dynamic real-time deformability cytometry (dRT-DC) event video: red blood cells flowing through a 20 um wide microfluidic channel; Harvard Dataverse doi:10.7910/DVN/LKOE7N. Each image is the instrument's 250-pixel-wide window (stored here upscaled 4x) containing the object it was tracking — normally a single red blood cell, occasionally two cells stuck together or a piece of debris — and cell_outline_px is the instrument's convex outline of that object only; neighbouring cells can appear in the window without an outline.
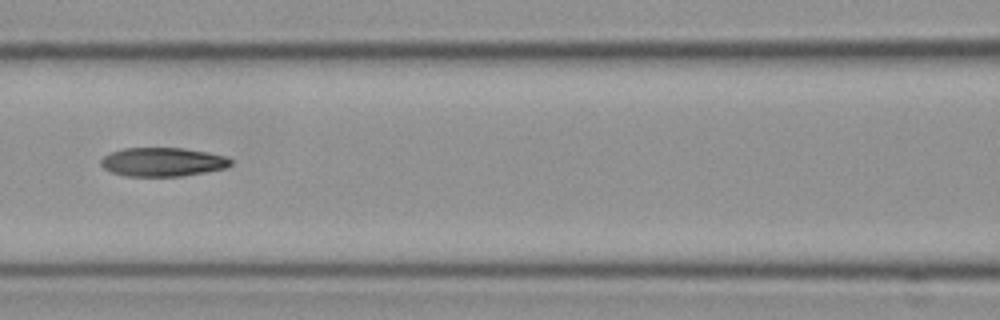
{"species": "Egyptian fruit bat (a non-hibernating species)", "species_latin": "Rousettus aegyptiacus", "temperature_condition": "cold", "stored_images_in_passage": 15, "camera_frame_rate_fps": 3000, "um_per_image_px": 0.085, "frame": {"image": 1, "passage_image": 7, "time_ms": 2.0, "image_size_px": [1000, 320], "cell_outline_px": [[232, 164], [224, 168], [204, 172], [180, 176], [124, 176], [112, 172], [104, 168], [100, 164], [100, 160], [104, 156], [112, 152], [124, 148], [180, 148], [208, 152], [224, 156], [232, 160]], "centroid_in_image_um": [13.8, 13.77], "position_along_channel_um": 152.8, "area_um2": 21.62}}
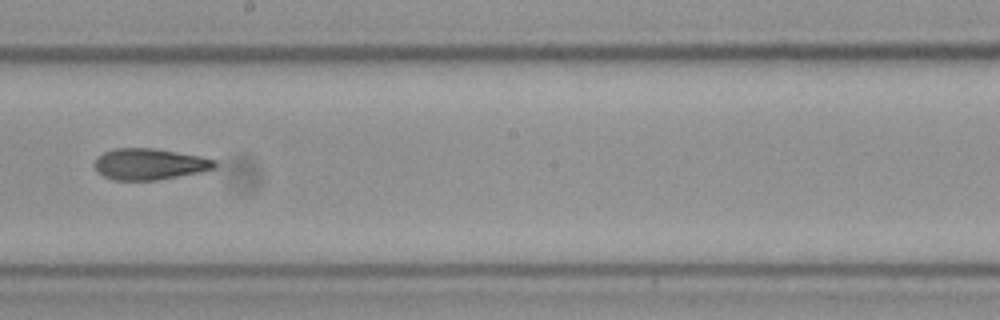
{"frame": {"image": 2, "passage_image": 9, "time_ms": 2.667, "image_size_px": [1000, 320], "cell_outline_px": [[216, 164], [212, 168], [200, 172], [156, 180], [112, 180], [96, 172], [96, 156], [104, 152], [116, 148], [152, 148], [200, 156], [216, 160]], "centroid_in_image_um": [12.67, 13.95], "position_along_channel_um": 235.5, "area_um2": 21.68}}
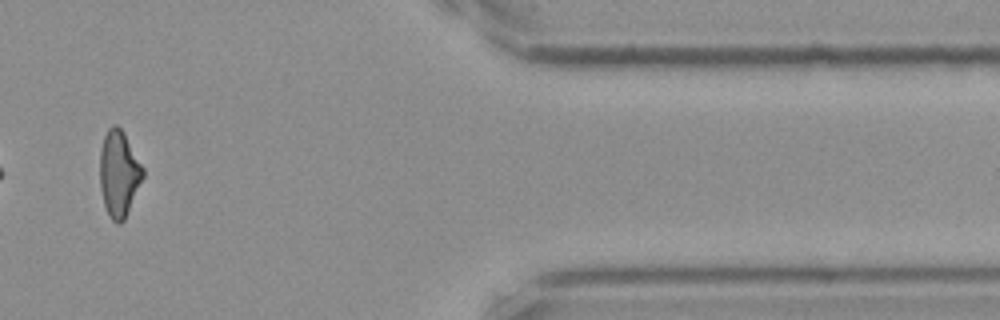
{"frame": {"image": 3, "passage_image": 13, "time_ms": 4.0, "image_size_px": [1000, 320], "cell_outline_px": [[144, 176], [124, 220], [120, 224], [116, 224], [112, 220], [104, 204], [100, 188], [100, 148], [104, 136], [108, 128], [112, 124], [116, 124], [124, 132], [144, 168]], "centroid_in_image_um": [10.11, 14.73], "position_along_channel_um": 401.3, "area_um2": 21.62}}